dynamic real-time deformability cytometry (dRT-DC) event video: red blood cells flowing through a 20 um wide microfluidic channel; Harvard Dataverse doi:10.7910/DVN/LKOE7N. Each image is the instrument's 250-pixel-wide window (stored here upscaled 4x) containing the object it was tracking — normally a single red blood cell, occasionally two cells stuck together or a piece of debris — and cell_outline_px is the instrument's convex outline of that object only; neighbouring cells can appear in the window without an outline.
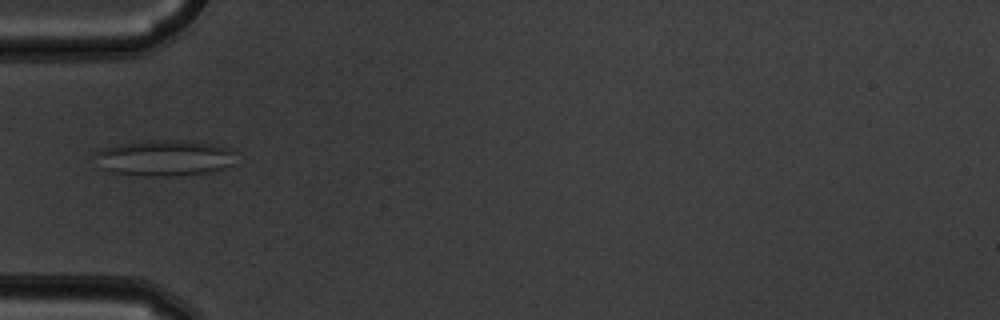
{"species": "common noctule bat (a hibernating species)", "species_latin": "Nyctalus noctula", "temperature_condition": "warm", "stored_images_in_passage": 5, "camera_frame_rate_fps": 3000, "um_per_image_px": 0.085, "animal": {"sex": "male", "body_mass_g": 19.5, "forearm_length_mm": 54.6}, "frame": {"image": 1, "passage_image": 5, "time_ms": 1.333, "image_size_px": [1000, 320], "cell_outline_px": [[236, 152], [232, 164], [224, 168], [208, 172], [176, 176], [144, 176], [108, 172], [100, 168], [92, 156], [96, 152], [120, 144], [148, 140], [176, 140], [208, 144], [232, 148]], "centroid_in_image_um": [13.94, 13.44], "position_along_channel_um": 71.1, "area_um2": 29.54}}